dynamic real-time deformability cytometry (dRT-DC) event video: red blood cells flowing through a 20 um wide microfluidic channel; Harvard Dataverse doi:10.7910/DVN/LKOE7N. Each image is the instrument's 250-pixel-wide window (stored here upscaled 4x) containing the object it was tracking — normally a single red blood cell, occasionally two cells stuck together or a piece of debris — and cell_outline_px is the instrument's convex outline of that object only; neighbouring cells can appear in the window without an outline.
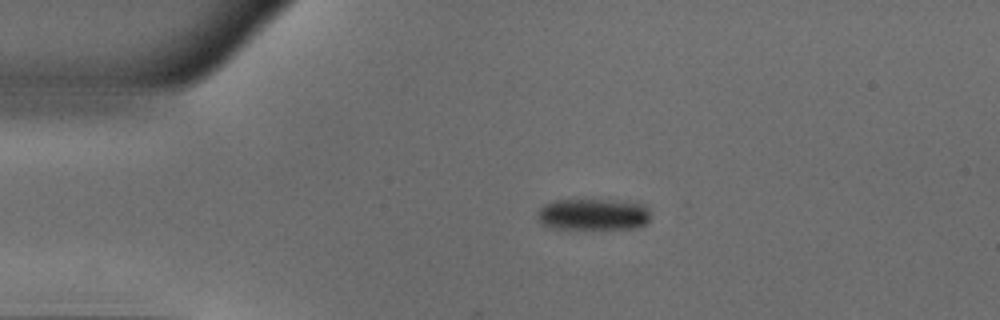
{"species": "common noctule bat (a hibernating species)", "species_latin": "Nyctalus noctula", "temperature_condition": "warm", "stored_images_in_passage": 41, "camera_frame_rate_fps": 3000, "um_per_image_px": 0.085, "animal": {"sex": "male", "body_mass_g": 18.8}, "frame": {"image": 1, "passage_image": 1, "time_ms": 0.0, "image_size_px": [1000, 320], "cell_outline_px": [[652, 216], [640, 228], [548, 228], [540, 224], [536, 220], [536, 212], [544, 204], [556, 200], [608, 200], [644, 204]], "centroid_in_image_um": [50.37, 18.23], "position_along_channel_um": 34.6, "area_um2": 20.92}}
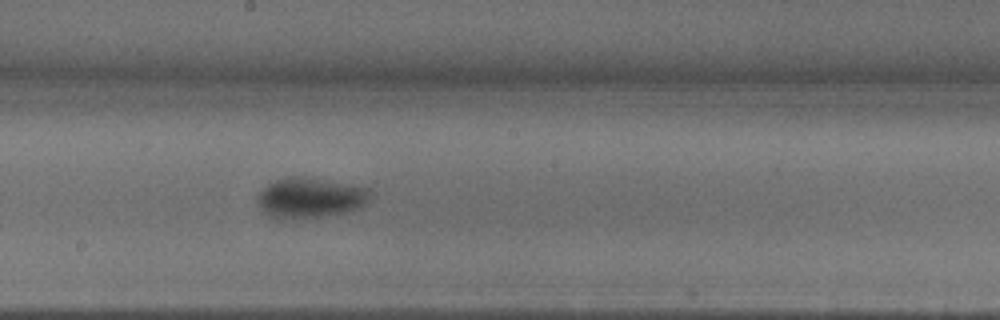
{"frame": {"image": 2, "passage_image": 18, "time_ms": 5.667, "image_size_px": [1000, 320], "cell_outline_px": [[372, 196], [368, 204], [352, 212], [296, 224], [276, 224], [268, 220], [256, 204], [256, 192], [260, 188], [284, 176], [316, 176], [356, 184], [372, 188]], "centroid_in_image_um": [26.32, 16.91], "position_along_channel_um": 221.9, "area_um2": 30.35}}
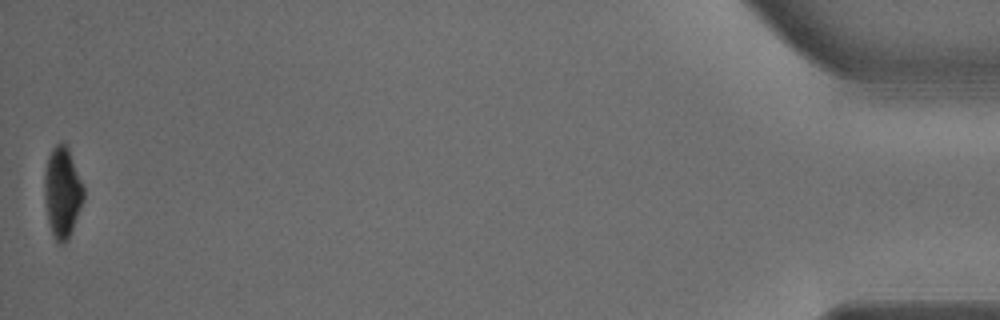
{"frame": {"image": 3, "passage_image": 41, "time_ms": 13.333, "image_size_px": [1000, 320], "cell_outline_px": [[84, 200], [68, 240], [64, 244], [60, 244], [56, 240], [48, 224], [44, 200], [44, 172], [48, 156], [52, 148], [60, 140], [64, 140], [68, 148], [84, 188]], "centroid_in_image_um": [5.28, 16.33], "position_along_channel_um": 429.9, "area_um2": 20.92}, "authors_computed_cell_mechanics": {"area_um2": 28.2064, "velocity_mm_per_s": 3.9584, "shape_relaxation_time_tau1_ms": 4.6391, "shape_relaxation_time_tau2_ms": null, "deformation_change_tau1": 0.1367, "deformation_change_tau2": null}}